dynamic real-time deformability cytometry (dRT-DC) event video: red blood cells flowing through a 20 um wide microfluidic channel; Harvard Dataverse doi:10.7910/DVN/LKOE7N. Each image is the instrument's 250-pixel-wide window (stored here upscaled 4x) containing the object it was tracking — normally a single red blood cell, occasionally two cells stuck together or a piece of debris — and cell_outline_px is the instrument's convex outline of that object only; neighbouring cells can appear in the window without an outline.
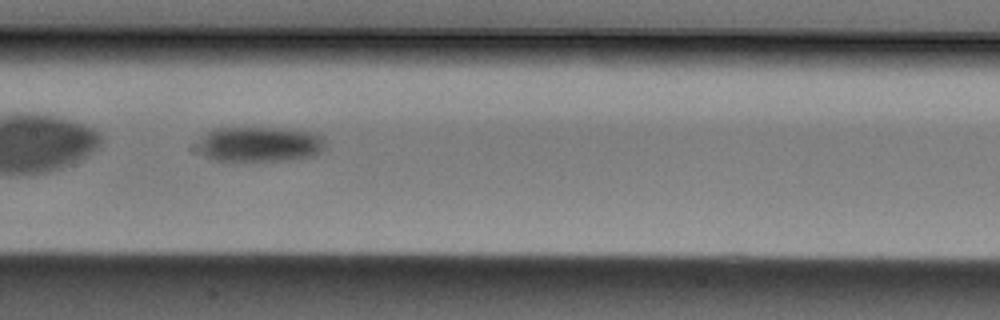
{"species": "Egyptian fruit bat (a non-hibernating species)", "species_latin": "Rousettus aegyptiacus", "temperature_condition": "cold", "stored_images_in_passage": 27, "camera_frame_rate_fps": 3000, "um_per_image_px": 0.085, "animal": {"sex": "male"}, "frame": {"image": 1, "passage_image": 15, "time_ms": 4.667, "image_size_px": [1000, 320], "cell_outline_px": [[324, 148], [316, 156], [288, 160], [216, 160], [204, 156], [200, 152], [200, 140], [212, 128], [280, 128], [308, 132], [320, 136], [324, 140]], "centroid_in_image_um": [22.09, 12.26], "position_along_channel_um": 185.3, "area_um2": 25.72}}
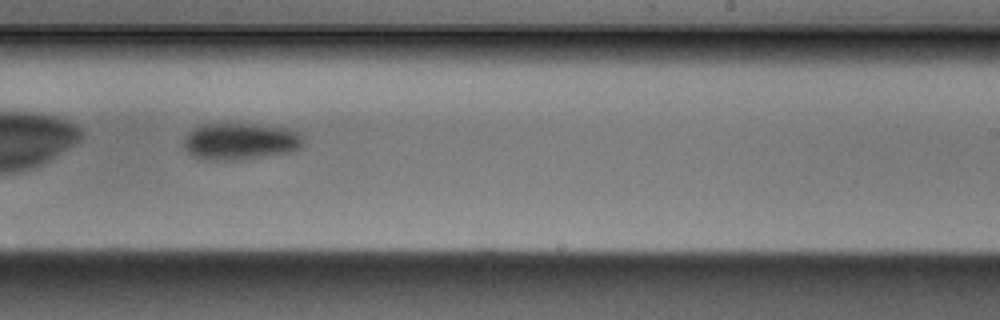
{"frame": {"image": 2, "passage_image": 21, "time_ms": 6.667, "image_size_px": [1000, 320], "cell_outline_px": [[304, 144], [300, 148], [288, 152], [240, 160], [212, 160], [192, 156], [188, 152], [184, 144], [184, 140], [188, 132], [192, 128], [204, 124], [252, 124], [284, 128], [296, 132], [304, 140]], "centroid_in_image_um": [20.4, 12.02], "position_along_channel_um": 268.6, "area_um2": 25.37}}
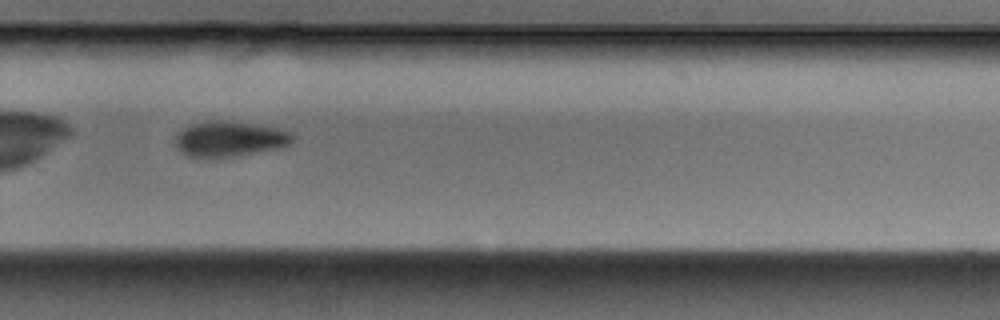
{"frame": {"image": 3, "passage_image": 24, "time_ms": 7.667, "image_size_px": [1000, 320], "cell_outline_px": [[292, 140], [284, 148], [232, 156], [188, 156], [180, 152], [176, 148], [176, 136], [184, 128], [192, 124], [208, 120], [220, 120], [276, 128], [288, 132], [292, 136]], "centroid_in_image_um": [19.49, 11.81], "position_along_channel_um": 310.3, "area_um2": 23.52}}